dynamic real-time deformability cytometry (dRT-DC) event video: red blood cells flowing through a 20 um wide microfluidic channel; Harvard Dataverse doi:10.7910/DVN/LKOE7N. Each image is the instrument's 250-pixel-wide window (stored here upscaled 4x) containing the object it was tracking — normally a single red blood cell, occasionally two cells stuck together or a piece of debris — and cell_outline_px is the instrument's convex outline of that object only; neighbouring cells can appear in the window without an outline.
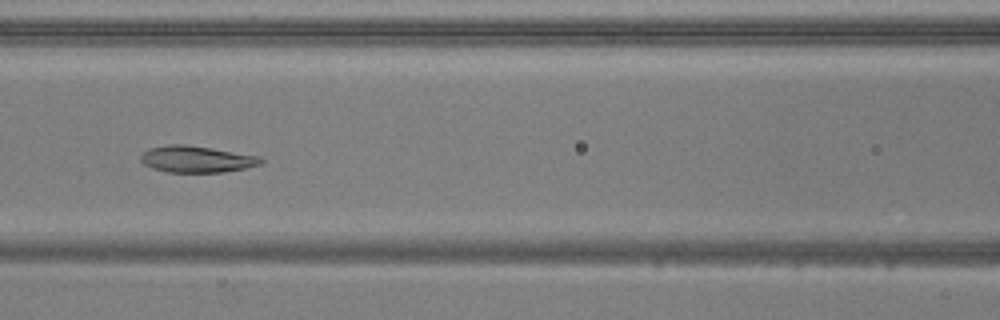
{"species": "common noctule bat (a hibernating species)", "species_latin": "Nyctalus noctula", "temperature_condition": "warm", "stored_images_in_passage": 50, "camera_frame_rate_fps": 3000, "um_per_image_px": 0.085, "animal": {"sex": "male", "body_mass_g": 20.5, "forearm_length_mm": 52.5}, "frame": {"image": 1, "passage_image": 21, "time_ms": 6.667, "image_size_px": [1000, 320], "cell_outline_px": [[264, 160], [260, 164], [244, 168], [224, 172], [168, 172], [152, 168], [144, 164], [140, 160], [140, 156], [148, 148], [168, 144], [184, 144], [260, 156]], "centroid_in_image_um": [16.68, 13.53], "position_along_channel_um": 149.9, "area_um2": 18.5}}
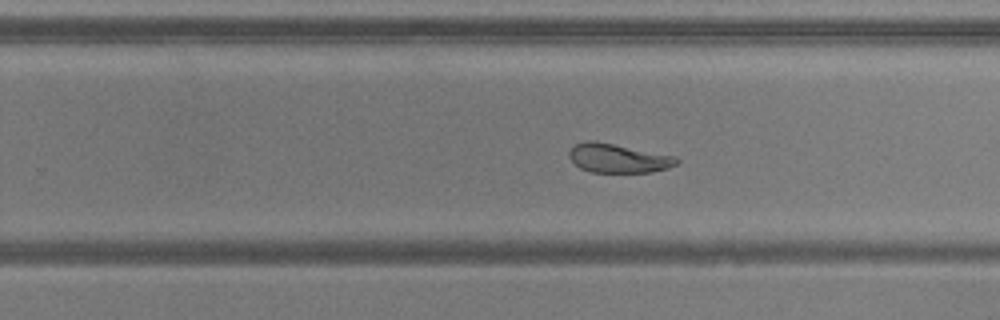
{"frame": {"image": 2, "passage_image": 31, "time_ms": 10.0, "image_size_px": [1000, 320], "cell_outline_px": [[680, 160], [676, 164], [668, 168], [652, 172], [592, 172], [580, 168], [568, 156], [568, 152], [576, 144], [584, 140], [596, 140], [676, 156]], "centroid_in_image_um": [52.55, 13.43], "position_along_channel_um": 277.3, "area_um2": 18.26}}
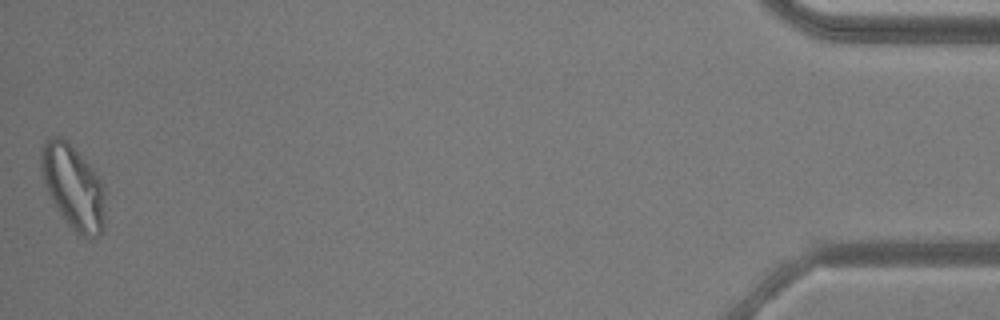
{"frame": {"image": 3, "passage_image": 50, "time_ms": 16.333, "image_size_px": [1000, 320], "cell_outline_px": [[104, 228], [100, 236], [88, 240], [76, 236], [64, 220], [56, 208], [44, 184], [40, 172], [40, 148], [44, 140], [48, 136], [60, 136], [68, 140], [100, 176], [104, 184]], "centroid_in_image_um": [6.22, 15.9], "position_along_channel_um": 429.0, "area_um2": 32.6}, "authors_computed_cell_mechanics": {"area_um2": 20.9814, "velocity_mm_per_s": 3.8278, "shape_relaxation_time_tau1_ms": 5.8939, "shape_relaxation_time_tau2_ms": 2.2282, "deformation_change_tau1": 0.1729, "deformation_change_tau2": 0.0779}}